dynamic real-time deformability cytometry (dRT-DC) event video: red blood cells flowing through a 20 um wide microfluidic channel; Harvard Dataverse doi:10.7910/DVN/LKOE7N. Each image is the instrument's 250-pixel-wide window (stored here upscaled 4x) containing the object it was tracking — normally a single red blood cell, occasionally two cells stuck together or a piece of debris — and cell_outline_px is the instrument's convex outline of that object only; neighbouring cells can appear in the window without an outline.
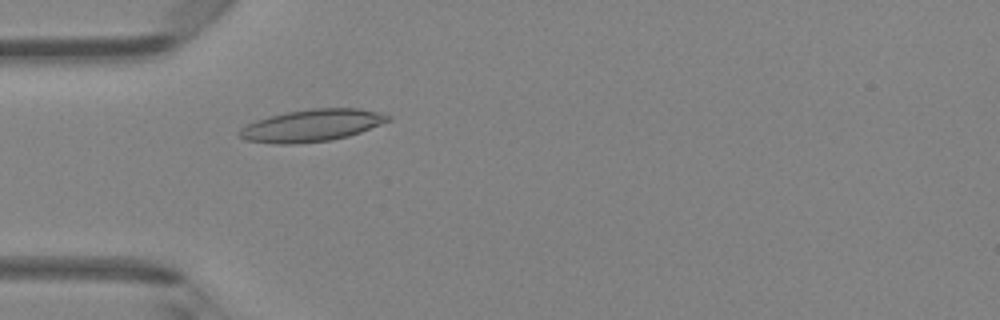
{"species": "Egyptian fruit bat (a non-hibernating species)", "species_latin": "Rousettus aegyptiacus", "temperature_condition": "room temperature", "stored_images_in_passage": 4, "camera_frame_rate_fps": 3000, "um_per_image_px": 0.085, "animal": {"sex": "female"}, "frame": {"image": 1, "passage_image": 4, "time_ms": 1.0, "image_size_px": [1000, 320], "cell_outline_px": [[392, 120], [360, 132], [348, 136], [332, 140], [292, 144], [276, 144], [244, 140], [236, 132], [240, 128], [256, 120], [268, 116], [288, 112], [312, 108], [360, 108], [392, 116]], "centroid_in_image_um": [26.49, 10.67], "position_along_channel_um": 58.5, "area_um2": 27.86}}